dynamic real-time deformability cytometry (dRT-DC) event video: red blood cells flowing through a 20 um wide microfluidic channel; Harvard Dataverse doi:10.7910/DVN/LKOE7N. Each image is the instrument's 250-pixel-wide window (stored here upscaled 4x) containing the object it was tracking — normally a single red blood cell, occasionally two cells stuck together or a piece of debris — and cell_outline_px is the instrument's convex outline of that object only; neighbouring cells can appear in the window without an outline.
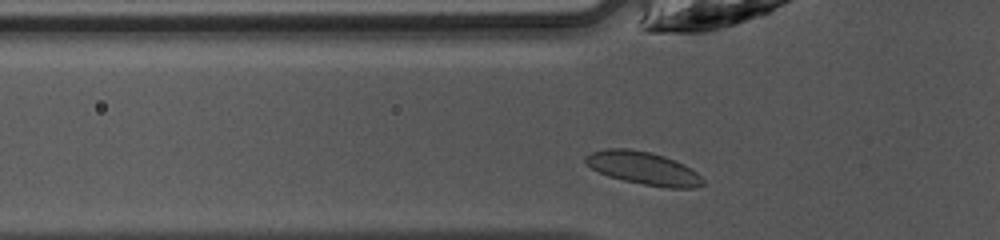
{"species": "common noctule bat (a hibernating species)", "species_latin": "Nyctalus noctula", "temperature_condition": "warm", "stored_images_in_passage": 26, "camera_frame_rate_fps": 3000, "um_per_image_px": 0.085, "animal": {"sex": "female", "body_mass_g": 10.0, "forearm_length_mm": 53.1}, "frame": {"image": 1, "passage_image": 2, "time_ms": 0.333, "image_size_px": [1000, 240], "cell_outline_px": [[704, 184], [696, 188], [668, 188], [644, 184], [624, 180], [608, 176], [592, 168], [584, 160], [584, 156], [592, 152], [604, 148], [628, 148], [652, 152], [664, 156], [684, 164], [696, 172], [704, 180]], "centroid_in_image_um": [54.7, 14.29], "position_along_channel_um": 71.1, "area_um2": 22.48}}
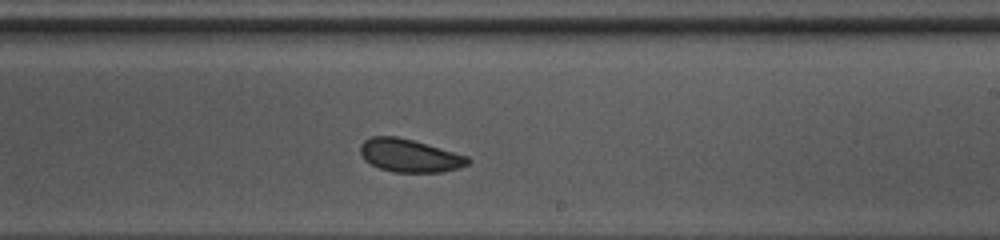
{"frame": {"image": 2, "passage_image": 15, "time_ms": 4.667, "image_size_px": [1000, 240], "cell_outline_px": [[472, 160], [468, 164], [456, 168], [440, 172], [392, 172], [380, 168], [364, 160], [360, 152], [360, 144], [364, 140], [372, 136], [396, 136], [412, 140], [468, 156]], "centroid_in_image_um": [34.78, 13.22], "position_along_channel_um": 254.2, "area_um2": 20.52}}
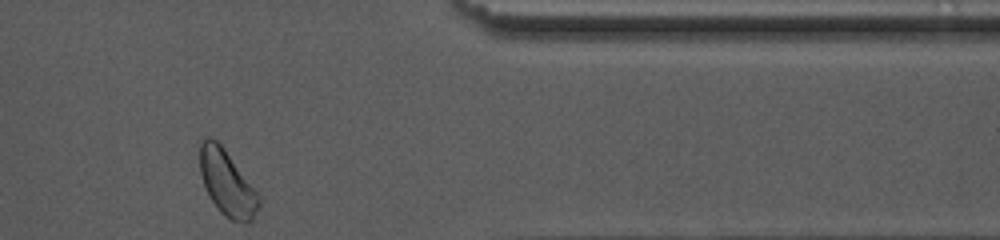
{"frame": {"image": 3, "passage_image": 26, "time_ms": 8.333, "image_size_px": [1000, 240], "cell_outline_px": [[260, 208], [252, 220], [248, 224], [244, 224], [232, 220], [220, 212], [212, 200], [204, 184], [200, 172], [200, 140], [204, 136], [208, 136], [216, 140], [224, 148], [260, 196]], "centroid_in_image_um": [19.31, 15.56], "position_along_channel_um": 392.1, "area_um2": 22.43}, "authors_computed_cell_mechanics": {"area_um2": 20.8947, "velocity_mm_per_s": 4.2103, "shape_relaxation_time_tau1_ms": 1.9052, "shape_relaxation_time_tau2_ms": 2.4092, "deformation_change_tau1": 0.0724, "deformation_change_tau2": 0.0543}}